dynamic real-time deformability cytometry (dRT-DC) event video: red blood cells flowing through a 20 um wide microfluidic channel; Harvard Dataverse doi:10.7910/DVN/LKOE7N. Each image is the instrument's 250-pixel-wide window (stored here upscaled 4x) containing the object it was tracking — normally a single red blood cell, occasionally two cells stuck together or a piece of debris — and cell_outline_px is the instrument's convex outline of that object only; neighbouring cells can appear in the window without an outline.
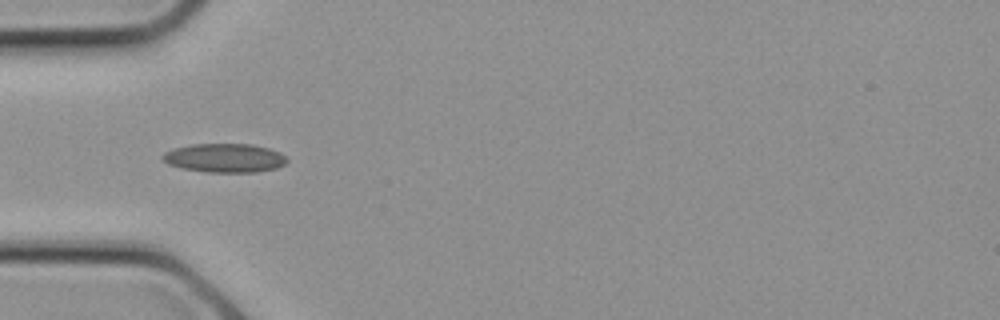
{"species": "common noctule bat (a hibernating species)", "species_latin": "Nyctalus noctula", "temperature_condition": "cold", "stored_images_in_passage": 20, "camera_frame_rate_fps": 3000, "um_per_image_px": 0.085, "animal": {"sex": "female", "body_mass_g": 21.9}, "frame": {"image": 1, "passage_image": 5, "time_ms": 1.333, "image_size_px": [1000, 320], "cell_outline_px": [[288, 160], [284, 164], [276, 168], [256, 172], [208, 172], [184, 168], [168, 164], [160, 156], [164, 152], [172, 148], [192, 144], [252, 144], [268, 148], [280, 152]], "centroid_in_image_um": [19.08, 13.42], "position_along_channel_um": 65.9, "area_um2": 20.87}}
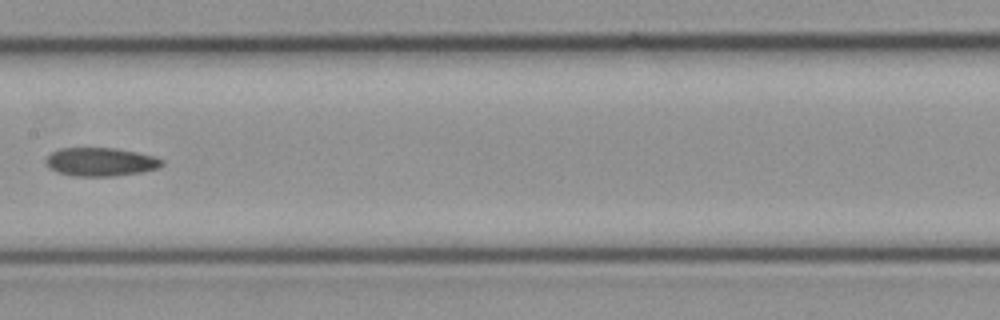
{"frame": {"image": 2, "passage_image": 10, "time_ms": 3.0, "image_size_px": [1000, 320], "cell_outline_px": [[164, 164], [160, 168], [140, 172], [116, 176], [76, 176], [56, 172], [44, 160], [52, 152], [60, 148], [116, 148], [156, 156], [164, 160]], "centroid_in_image_um": [8.61, 13.76], "position_along_channel_um": 198.8, "area_um2": 19.31}}
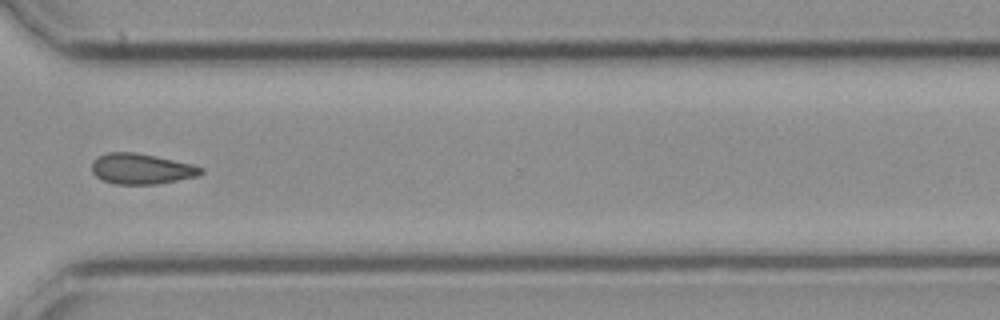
{"frame": {"image": 3, "passage_image": 16, "time_ms": 5.0, "image_size_px": [1000, 320], "cell_outline_px": [[204, 172], [196, 176], [156, 184], [116, 184], [104, 180], [96, 176], [92, 172], [92, 160], [96, 156], [108, 152], [136, 152], [156, 156], [192, 164], [204, 168]], "centroid_in_image_um": [11.99, 14.33], "position_along_channel_um": 358.6, "area_um2": 19.42}}